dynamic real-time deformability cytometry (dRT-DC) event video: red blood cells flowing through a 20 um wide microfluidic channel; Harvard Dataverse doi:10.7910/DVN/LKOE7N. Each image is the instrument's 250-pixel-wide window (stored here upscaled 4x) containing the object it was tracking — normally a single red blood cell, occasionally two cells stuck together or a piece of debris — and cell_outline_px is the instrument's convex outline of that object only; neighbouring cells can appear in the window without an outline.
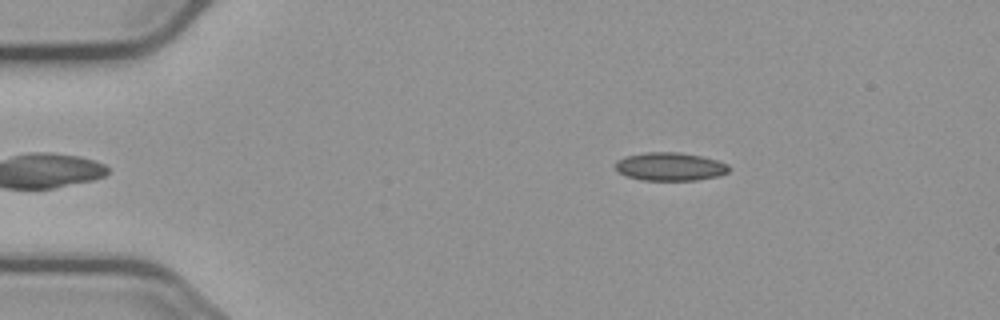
{"species": "common noctule bat (a hibernating species)", "species_latin": "Nyctalus noctula", "temperature_condition": "cold", "stored_images_in_passage": 39, "camera_frame_rate_fps": 3000, "um_per_image_px": 0.085, "animal": {"sex": "male", "body_mass_g": 23.1, "forearm_length_mm": 52.7}, "frame": {"image": 1, "passage_image": 2, "time_ms": 0.333, "image_size_px": [1000, 320], "cell_outline_px": [[728, 172], [720, 176], [696, 180], [640, 180], [628, 176], [620, 172], [612, 164], [616, 160], [624, 156], [644, 152], [680, 152], [700, 156], [716, 160], [728, 164]], "centroid_in_image_um": [56.92, 14.15], "position_along_channel_um": 28.1, "area_um2": 18.79}}
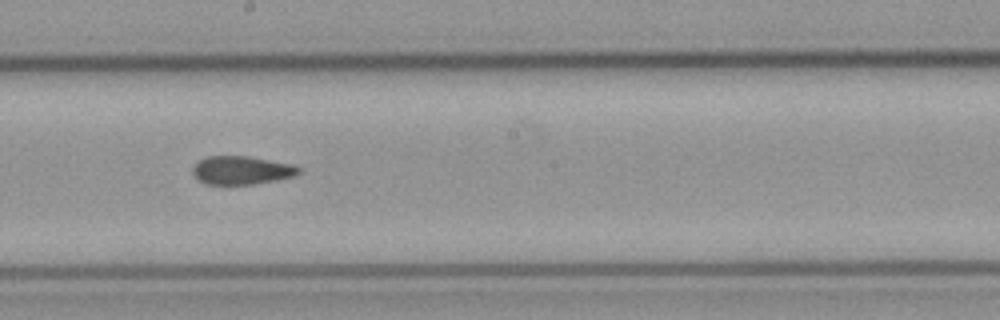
{"frame": {"image": 2, "passage_image": 23, "time_ms": 7.333, "image_size_px": [1000, 320], "cell_outline_px": [[300, 172], [292, 176], [276, 180], [252, 184], [204, 184], [192, 172], [192, 168], [200, 160], [208, 156], [248, 156], [292, 164], [300, 168]], "centroid_in_image_um": [20.53, 14.47], "position_along_channel_um": 227.7, "area_um2": 17.28}}
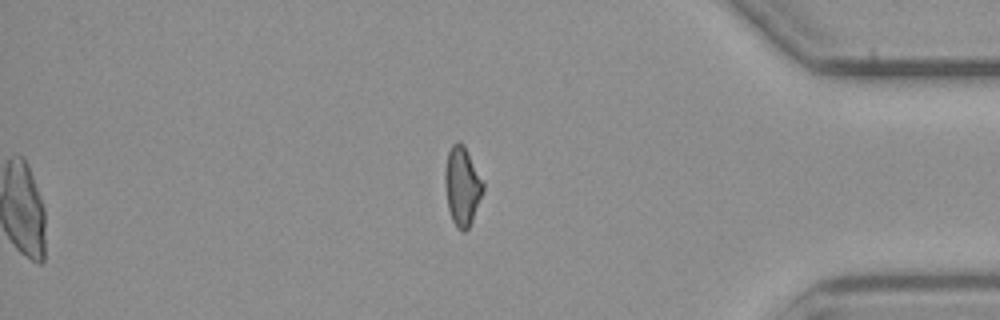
{"frame": {"image": 3, "passage_image": 39, "time_ms": 12.667, "image_size_px": [1000, 320], "cell_outline_px": [[484, 188], [472, 220], [468, 228], [464, 232], [460, 232], [456, 228], [452, 220], [448, 208], [444, 184], [444, 172], [448, 152], [452, 144], [456, 140], [460, 140], [464, 144], [484, 184]], "centroid_in_image_um": [39.26, 15.8], "position_along_channel_um": 395.9, "area_um2": 17.57}, "authors_computed_cell_mechanics": {"area_um2": 18.2648, "velocity_mm_per_s": 3.7227, "shape_relaxation_time_tau1_ms": null, "shape_relaxation_time_tau2_ms": 3.9313, "deformation_change_tau1": null, "deformation_change_tau2": 0.0966}}